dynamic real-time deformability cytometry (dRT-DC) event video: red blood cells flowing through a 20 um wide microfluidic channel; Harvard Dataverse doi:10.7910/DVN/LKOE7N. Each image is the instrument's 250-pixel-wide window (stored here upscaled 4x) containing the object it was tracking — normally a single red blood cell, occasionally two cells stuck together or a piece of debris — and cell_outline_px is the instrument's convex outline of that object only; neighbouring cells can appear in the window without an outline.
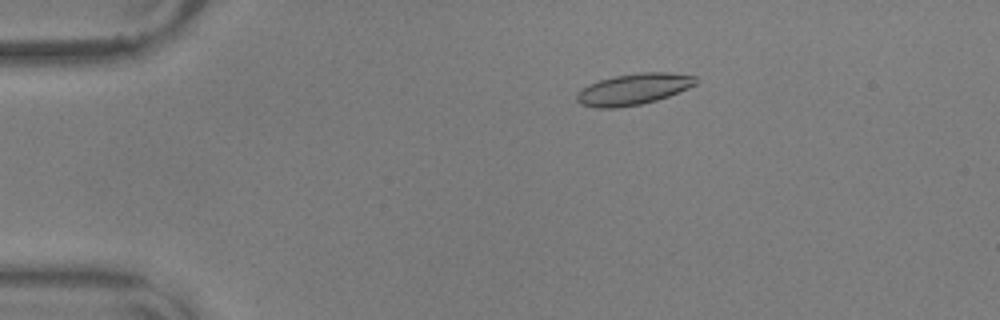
{"species": "common noctule bat (a hibernating species)", "species_latin": "Nyctalus noctula", "temperature_condition": "warm", "stored_images_in_passage": 46, "camera_frame_rate_fps": 3000, "um_per_image_px": 0.085, "animal": {"sex": "male", "body_mass_g": 17.9, "forearm_length_mm": 54.2}, "frame": {"image": 1, "passage_image": 1, "time_ms": 0.0, "image_size_px": [1000, 320], "cell_outline_px": [[696, 84], [688, 88], [668, 96], [656, 100], [640, 104], [616, 108], [596, 108], [580, 104], [576, 100], [576, 92], [588, 84], [600, 80], [616, 76], [640, 72], [668, 72], [696, 76]], "centroid_in_image_um": [53.81, 7.58], "position_along_channel_um": 31.2, "area_um2": 21.62}}
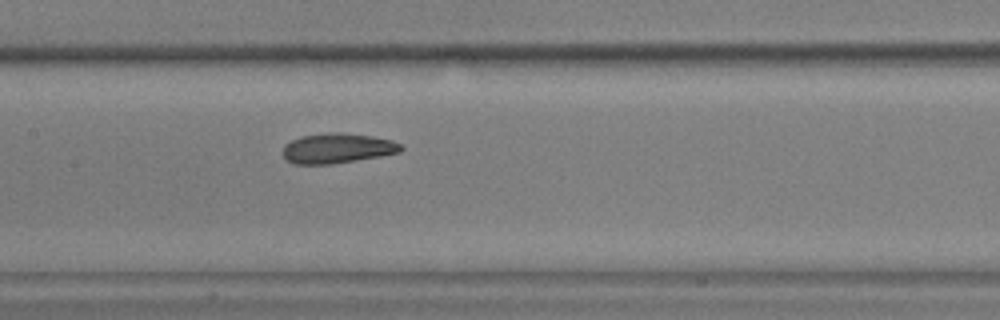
{"frame": {"image": 2, "passage_image": 18, "time_ms": 5.667, "image_size_px": [1000, 320], "cell_outline_px": [[404, 148], [400, 152], [380, 156], [332, 164], [292, 164], [284, 160], [284, 144], [300, 136], [328, 132], [340, 132], [372, 136], [392, 140], [400, 144]], "centroid_in_image_um": [28.65, 12.6], "position_along_channel_um": 178.8, "area_um2": 20.75}}
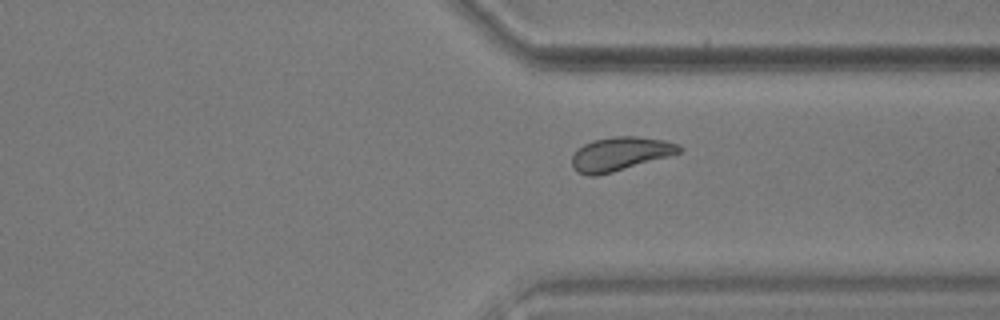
{"frame": {"image": 3, "passage_image": 33, "time_ms": 10.667, "image_size_px": [1000, 320], "cell_outline_px": [[684, 148], [680, 152], [668, 156], [612, 172], [596, 176], [588, 176], [576, 172], [572, 168], [572, 156], [584, 144], [592, 140], [612, 136], [636, 136], [664, 140], [680, 144]], "centroid_in_image_um": [52.7, 13.07], "position_along_channel_um": 358.7, "area_um2": 21.04}, "authors_computed_cell_mechanics": {"area_um2": 21.0392, "velocity_mm_per_s": 3.6009, "shape_relaxation_time_tau1_ms": 11.2429, "shape_relaxation_time_tau2_ms": 1.6649, "deformation_change_tau1": 0.2009, "deformation_change_tau2": 0.0748}}